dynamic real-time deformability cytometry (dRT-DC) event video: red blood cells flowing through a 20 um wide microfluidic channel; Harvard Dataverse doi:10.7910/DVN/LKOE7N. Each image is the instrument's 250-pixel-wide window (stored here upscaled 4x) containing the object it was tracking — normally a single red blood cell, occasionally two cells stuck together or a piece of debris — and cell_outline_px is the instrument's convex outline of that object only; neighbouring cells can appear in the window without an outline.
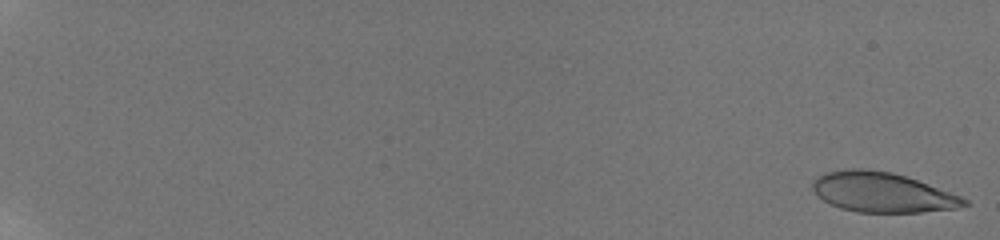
{"species": "human", "species_latin": "Homo sapiens", "temperature_condition": "room temperature", "stored_images_in_passage": 30, "camera_frame_rate_fps": 3000, "um_per_image_px": 0.085, "donor": {"sex": "male"}, "frame": {"image": 1, "passage_image": 1, "time_ms": 0.0, "image_size_px": [1000, 240], "cell_outline_px": [[968, 204], [956, 208], [920, 212], [856, 212], [840, 208], [816, 196], [812, 188], [812, 184], [824, 172], [844, 168], [868, 168], [892, 172], [928, 184], [960, 196], [968, 200]], "centroid_in_image_um": [74.95, 16.33], "position_along_channel_um": 10.1, "area_um2": 35.08}}
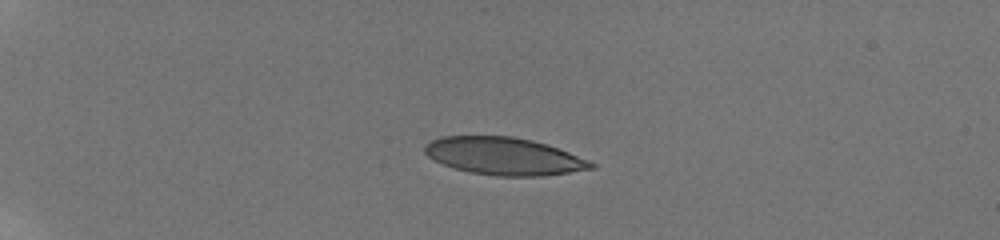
{"frame": {"image": 2, "passage_image": 19, "time_ms": 5.333, "image_size_px": [1000, 240], "cell_outline_px": [[596, 168], [540, 176], [496, 176], [468, 172], [444, 164], [428, 156], [424, 152], [424, 144], [440, 136], [512, 136], [532, 140], [548, 144], [588, 160], [596, 164]], "centroid_in_image_um": [42.83, 13.27], "position_along_channel_um": 42.2, "area_um2": 36.24}}